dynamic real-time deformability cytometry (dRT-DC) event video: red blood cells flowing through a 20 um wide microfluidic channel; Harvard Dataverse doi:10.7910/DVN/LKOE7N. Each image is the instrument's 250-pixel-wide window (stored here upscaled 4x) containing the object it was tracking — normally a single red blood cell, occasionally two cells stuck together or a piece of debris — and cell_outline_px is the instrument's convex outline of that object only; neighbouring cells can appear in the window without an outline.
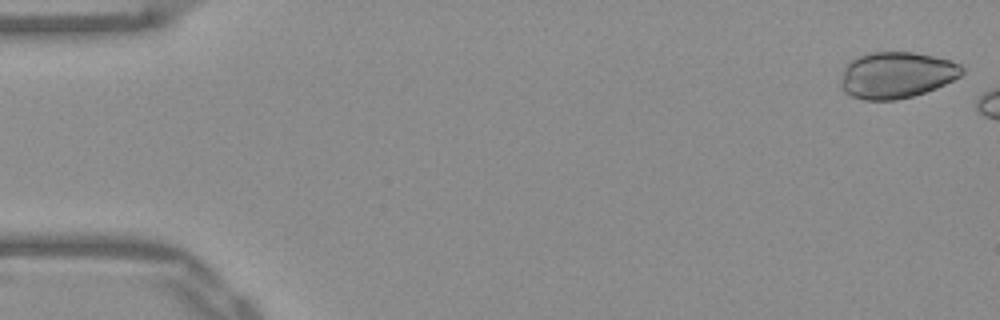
{"species": "Egyptian fruit bat (a non-hibernating species)", "species_latin": "Rousettus aegyptiacus", "temperature_condition": "warm", "stored_images_in_passage": 6, "camera_frame_rate_fps": 3000, "um_per_image_px": 0.085, "frame": {"image": 1, "passage_image": 1, "time_ms": 0.0, "image_size_px": [1000, 320], "cell_outline_px": [[964, 72], [960, 76], [936, 88], [912, 96], [896, 100], [864, 100], [852, 96], [844, 92], [840, 88], [840, 80], [844, 64], [868, 52], [912, 52], [932, 56], [948, 60], [960, 64], [964, 68]], "centroid_in_image_um": [76.15, 6.38], "position_along_channel_um": 8.8, "area_um2": 32.83}}